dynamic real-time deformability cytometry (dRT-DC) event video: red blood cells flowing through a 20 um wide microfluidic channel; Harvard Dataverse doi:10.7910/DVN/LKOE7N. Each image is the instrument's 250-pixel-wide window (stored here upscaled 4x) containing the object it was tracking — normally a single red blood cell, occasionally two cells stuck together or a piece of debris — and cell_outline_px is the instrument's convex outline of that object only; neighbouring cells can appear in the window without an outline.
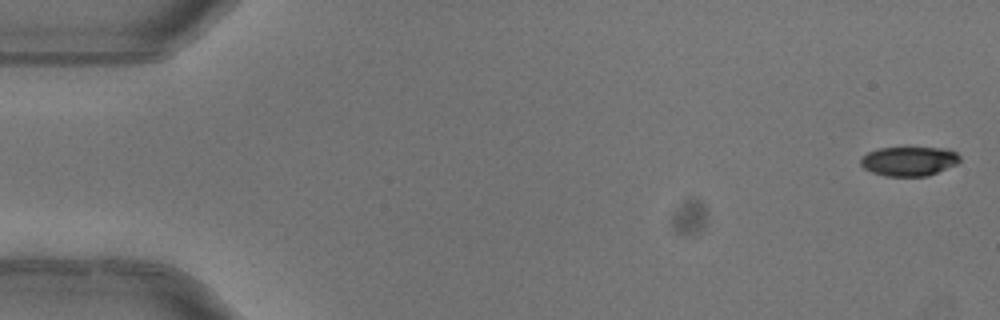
{"species": "common noctule bat (a hibernating species)", "species_latin": "Nyctalus noctula", "temperature_condition": "warm", "stored_images_in_passage": 7, "camera_frame_rate_fps": 3000, "um_per_image_px": 0.085, "animal": {"sex": "female"}, "frame": {"image": 1, "passage_image": 1, "time_ms": 0.0, "image_size_px": [1000, 320], "cell_outline_px": [[960, 160], [956, 164], [928, 176], [884, 176], [872, 172], [864, 168], [860, 164], [860, 160], [868, 152], [880, 148], [948, 148], [956, 152], [960, 156]], "centroid_in_image_um": [77.28, 13.7], "position_along_channel_um": 7.7, "area_um2": 16.88}}
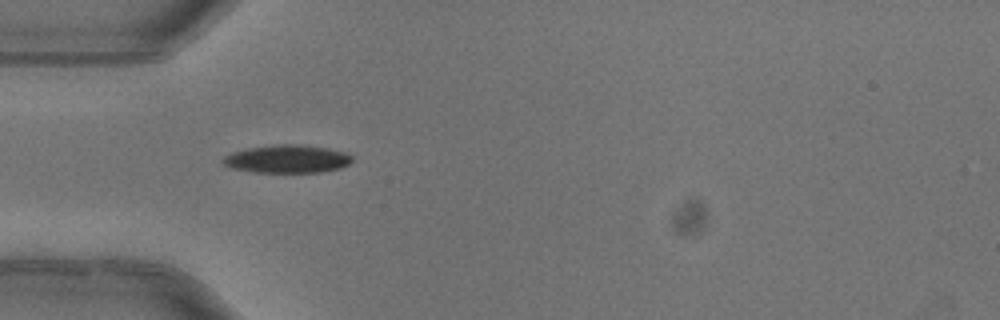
{"frame": {"image": 2, "passage_image": 5, "time_ms": 1.333, "image_size_px": [1000, 320], "cell_outline_px": [[352, 160], [348, 164], [340, 168], [320, 172], [256, 172], [232, 168], [224, 164], [220, 160], [224, 156], [232, 152], [248, 148], [276, 144], [300, 144], [328, 148], [344, 152], [352, 156]], "centroid_in_image_um": [24.4, 13.5], "position_along_channel_um": 60.6, "area_um2": 21.04}}